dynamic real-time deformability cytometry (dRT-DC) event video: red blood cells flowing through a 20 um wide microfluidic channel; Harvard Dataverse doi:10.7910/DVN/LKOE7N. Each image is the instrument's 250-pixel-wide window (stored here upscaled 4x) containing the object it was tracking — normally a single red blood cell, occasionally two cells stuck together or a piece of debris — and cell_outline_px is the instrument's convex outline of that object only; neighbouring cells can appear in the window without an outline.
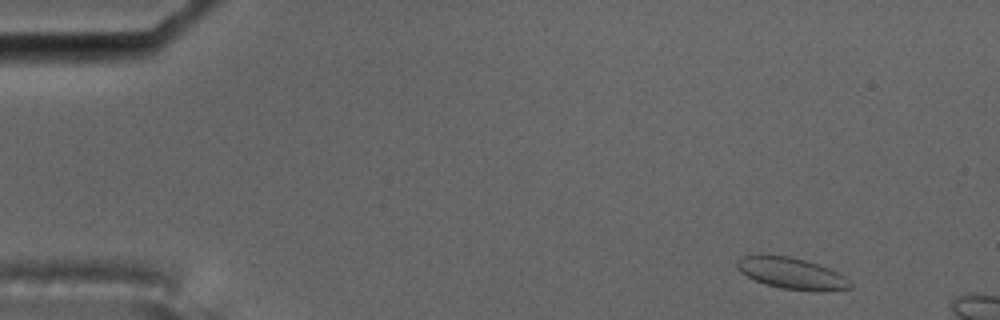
{"species": "common noctule bat (a hibernating species)", "species_latin": "Nyctalus noctula", "temperature_condition": "cold", "stored_images_in_passage": 3, "camera_frame_rate_fps": 3000, "um_per_image_px": 0.085, "animal": {"sex": "male", "body_mass_g": 17.5, "forearm_length_mm": 52.3}, "frame": {"image": 1, "passage_image": 1, "time_ms": 0.0, "image_size_px": [1000, 320], "cell_outline_px": [[852, 288], [820, 292], [816, 292], [780, 288], [764, 284], [740, 272], [736, 268], [736, 260], [744, 256], [760, 252], [788, 256], [804, 260], [828, 268], [844, 276], [852, 284]], "centroid_in_image_um": [67.23, 23.22], "position_along_channel_um": 17.8, "area_um2": 21.1}}